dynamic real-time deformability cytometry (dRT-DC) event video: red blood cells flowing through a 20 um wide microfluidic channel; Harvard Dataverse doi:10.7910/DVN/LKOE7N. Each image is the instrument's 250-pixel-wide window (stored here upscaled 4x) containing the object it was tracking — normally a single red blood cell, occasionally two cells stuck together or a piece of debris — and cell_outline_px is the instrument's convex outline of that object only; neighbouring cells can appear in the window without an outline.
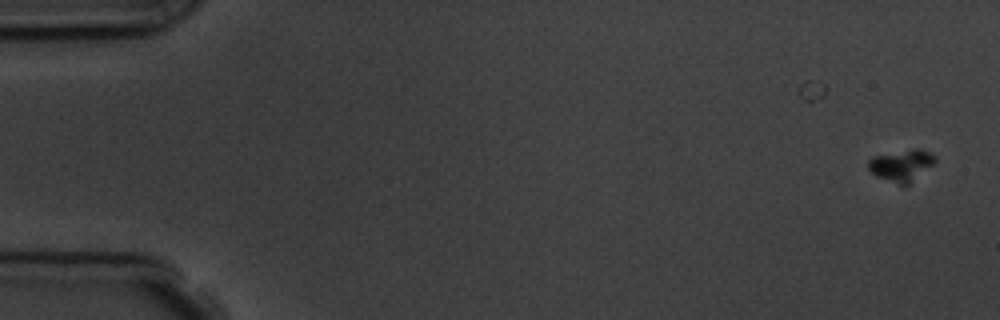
{"species": "common noctule bat (a hibernating species)", "species_latin": "Nyctalus noctula", "temperature_condition": "room temperature", "stored_images_in_passage": 6, "camera_frame_rate_fps": 3000, "um_per_image_px": 0.085, "animal": {"sex": "male", "body_mass_g": 19.5, "forearm_length_mm": 54.6}, "frame": {"image": 1, "passage_image": 2, "time_ms": 1.333, "image_size_px": [1000, 320], "cell_outline_px": [[936, 160], [932, 164], [908, 184], [900, 184], [876, 176], [868, 168], [868, 160], [872, 156], [912, 148], [920, 148], [936, 156]], "centroid_in_image_um": [76.6, 14.01], "position_along_channel_um": 8.4, "area_um2": 12.02}}
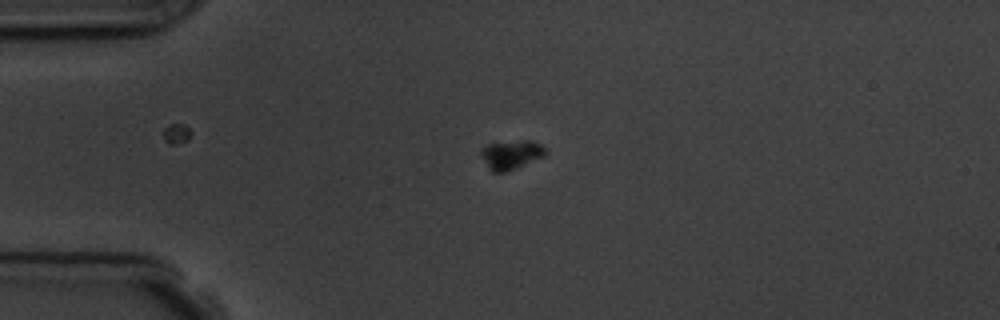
{"frame": {"image": 2, "passage_image": 5, "time_ms": 5.667, "image_size_px": [1000, 320], "cell_outline_px": [[548, 152], [544, 156], [504, 172], [492, 172], [488, 168], [480, 152], [480, 148], [488, 144], [520, 140], [532, 140], [540, 144]], "centroid_in_image_um": [43.44, 13.12], "position_along_channel_um": 41.6, "area_um2": 10.75}}